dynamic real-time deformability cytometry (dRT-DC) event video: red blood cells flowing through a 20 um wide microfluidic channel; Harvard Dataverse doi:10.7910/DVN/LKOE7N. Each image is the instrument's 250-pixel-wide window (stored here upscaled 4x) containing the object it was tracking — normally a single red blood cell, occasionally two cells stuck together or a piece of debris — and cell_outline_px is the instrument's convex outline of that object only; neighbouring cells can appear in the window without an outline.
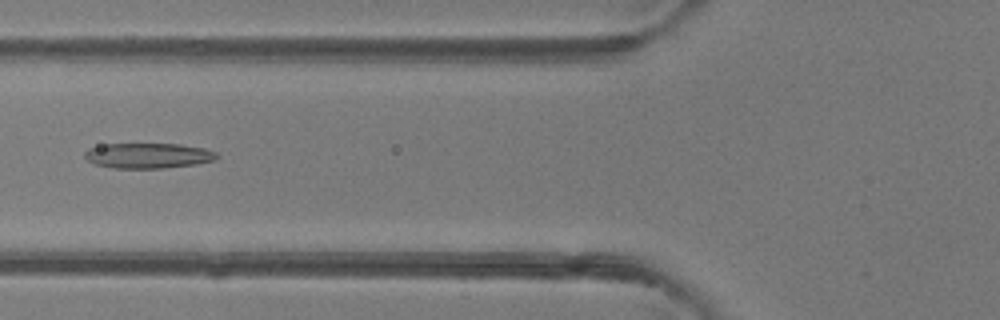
{"species": "common noctule bat (a hibernating species)", "species_latin": "Nyctalus noctula", "temperature_condition": "room temperature", "stored_images_in_passage": 40, "camera_frame_rate_fps": 3000, "um_per_image_px": 0.085, "animal": {"sex": "female"}, "frame": {"image": 1, "passage_image": 13, "time_ms": 4.0, "image_size_px": [1000, 320], "cell_outline_px": [[220, 156], [216, 160], [196, 164], [160, 168], [112, 168], [96, 164], [88, 160], [84, 156], [84, 152], [88, 148], [104, 144], [180, 144], [204, 148], [216, 152]], "centroid_in_image_um": [12.61, 13.22], "position_along_channel_um": 113.2, "area_um2": 19.48}}
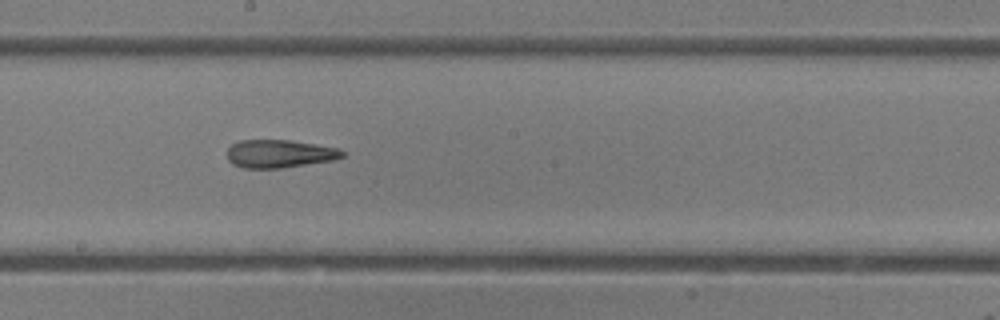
{"frame": {"image": 2, "passage_image": 21, "time_ms": 6.667, "image_size_px": [1000, 320], "cell_outline_px": [[344, 156], [332, 160], [284, 168], [244, 168], [232, 164], [228, 160], [228, 148], [232, 144], [240, 140], [288, 140], [340, 148], [344, 152]], "centroid_in_image_um": [23.75, 13.07], "position_along_channel_um": 224.5, "area_um2": 18.79}}
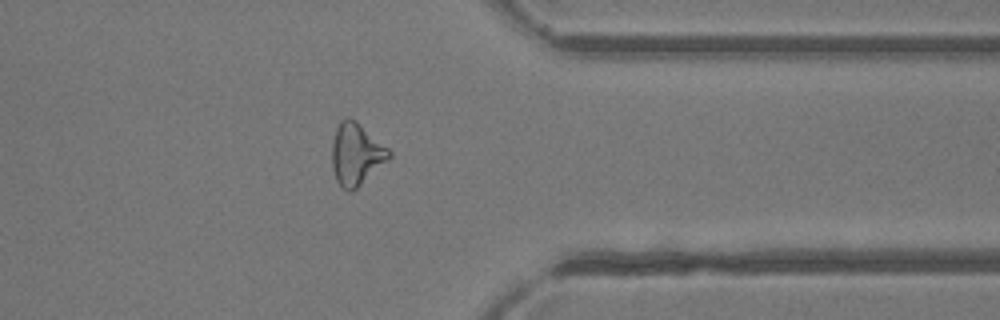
{"frame": {"image": 3, "passage_image": 33, "time_ms": 10.667, "image_size_px": [1000, 320], "cell_outline_px": [[392, 156], [388, 160], [352, 192], [348, 192], [340, 188], [336, 180], [332, 168], [332, 140], [336, 128], [340, 120], [348, 116], [356, 120], [388, 148], [392, 152]], "centroid_in_image_um": [30.25, 13.1], "position_along_channel_um": 381.1, "area_um2": 20.81}, "authors_computed_cell_mechanics": {"area_um2": 20.23, "velocity_mm_per_s": 4.1522, "shape_relaxation_time_tau1_ms": null, "shape_relaxation_time_tau2_ms": 3.6551, "deformation_change_tau1": null, "deformation_change_tau2": 0.1642}}